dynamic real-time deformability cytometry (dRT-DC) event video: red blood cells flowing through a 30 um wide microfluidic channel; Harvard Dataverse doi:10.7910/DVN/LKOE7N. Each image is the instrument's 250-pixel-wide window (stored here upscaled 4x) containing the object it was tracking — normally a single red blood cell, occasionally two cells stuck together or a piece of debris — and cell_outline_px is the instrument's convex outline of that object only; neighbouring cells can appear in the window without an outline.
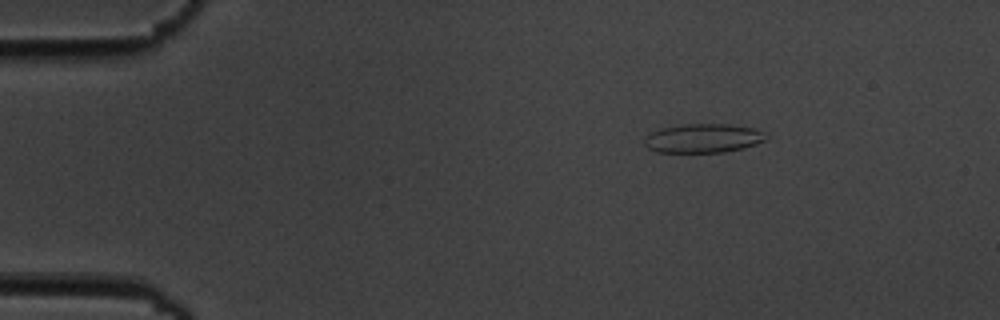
{"species": "common noctule bat (a hibernating species)", "species_latin": "Nyctalus noctula", "temperature_condition": "cold", "stored_images_in_passage": 6, "camera_frame_rate_fps": 3000, "um_per_image_px": 0.085, "animal": {"sex": "male", "body_mass_g": 19.5, "forearm_length_mm": 54.6}, "frame": {"image": 1, "passage_image": 3, "time_ms": 2.333, "image_size_px": [1000, 320], "cell_outline_px": [[768, 136], [764, 140], [756, 144], [744, 148], [724, 152], [656, 152], [648, 148], [644, 144], [644, 140], [652, 132], [660, 128], [684, 124], [728, 124], [752, 128]], "centroid_in_image_um": [59.74, 11.76], "position_along_channel_um": 25.3, "area_um2": 20.35}}
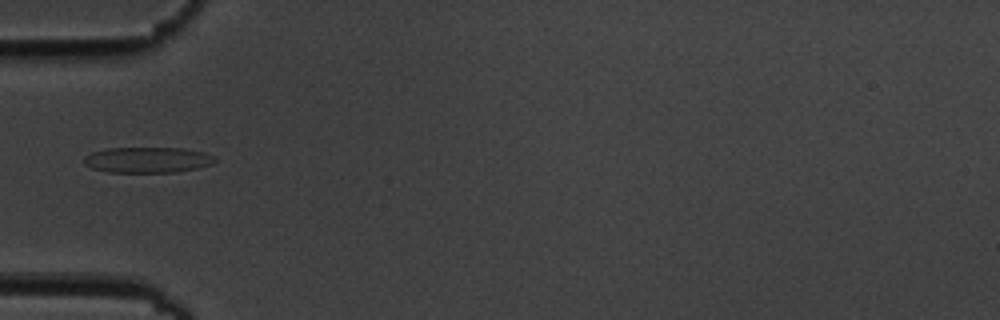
{"frame": {"image": 2, "passage_image": 6, "time_ms": 5.667, "image_size_px": [1000, 320], "cell_outline_px": [[216, 160], [212, 164], [196, 168], [176, 172], [108, 172], [92, 168], [84, 164], [84, 156], [92, 152], [108, 148], [184, 148], [204, 152], [216, 156]], "centroid_in_image_um": [12.55, 13.58], "position_along_channel_um": 72.4, "area_um2": 19.65}}